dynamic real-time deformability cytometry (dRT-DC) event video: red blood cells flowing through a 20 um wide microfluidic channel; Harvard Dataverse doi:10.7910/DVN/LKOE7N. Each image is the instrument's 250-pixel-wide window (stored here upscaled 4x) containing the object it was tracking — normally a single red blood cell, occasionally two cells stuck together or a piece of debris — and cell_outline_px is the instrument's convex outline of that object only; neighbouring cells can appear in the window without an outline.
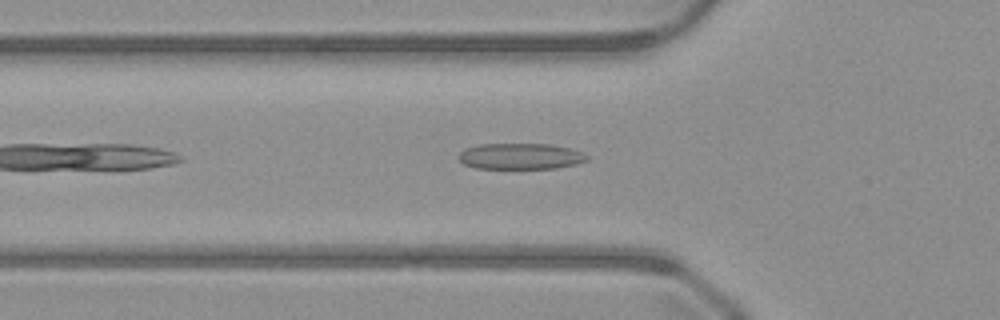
{"species": "common noctule bat (a hibernating species)", "species_latin": "Nyctalus noctula", "temperature_condition": "warm", "stored_images_in_passage": 34, "camera_frame_rate_fps": 3000, "um_per_image_px": 0.085, "animal": {"sex": "male", "body_mass_g": 23.1, "forearm_length_mm": 52.7}, "frame": {"image": 1, "passage_image": 5, "time_ms": 1.333, "image_size_px": [1000, 320], "cell_outline_px": [[588, 160], [576, 164], [556, 168], [476, 168], [464, 164], [456, 156], [464, 148], [476, 144], [548, 144], [572, 148], [584, 152], [588, 156]], "centroid_in_image_um": [44.24, 13.27], "position_along_channel_um": 81.6, "area_um2": 19.65}}
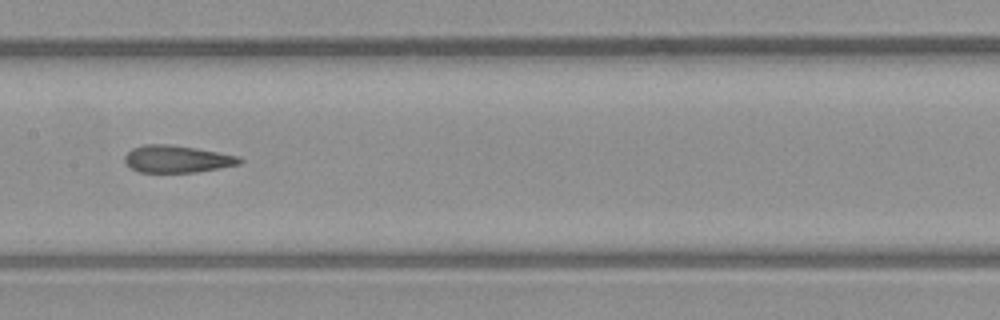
{"frame": {"image": 2, "passage_image": 13, "time_ms": 4.0, "image_size_px": [1000, 320], "cell_outline_px": [[244, 160], [240, 164], [196, 172], [140, 172], [132, 168], [124, 160], [124, 156], [132, 148], [144, 144], [168, 144], [196, 148], [240, 156]], "centroid_in_image_um": [15.06, 13.51], "position_along_channel_um": 192.3, "area_um2": 18.15}}
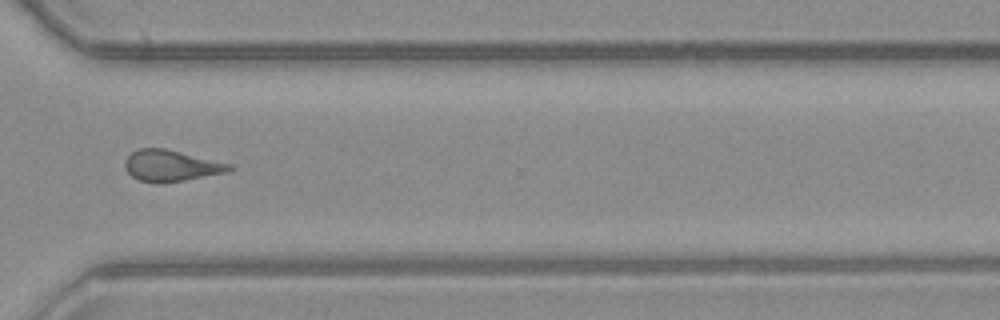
{"frame": {"image": 3, "passage_image": 25, "time_ms": 8.0, "image_size_px": [1000, 320], "cell_outline_px": [[236, 168], [228, 172], [184, 180], [160, 184], [140, 180], [132, 176], [124, 168], [124, 160], [136, 148], [164, 148], [232, 164]], "centroid_in_image_um": [14.54, 14.08], "position_along_channel_um": 356.1, "area_um2": 19.13}}